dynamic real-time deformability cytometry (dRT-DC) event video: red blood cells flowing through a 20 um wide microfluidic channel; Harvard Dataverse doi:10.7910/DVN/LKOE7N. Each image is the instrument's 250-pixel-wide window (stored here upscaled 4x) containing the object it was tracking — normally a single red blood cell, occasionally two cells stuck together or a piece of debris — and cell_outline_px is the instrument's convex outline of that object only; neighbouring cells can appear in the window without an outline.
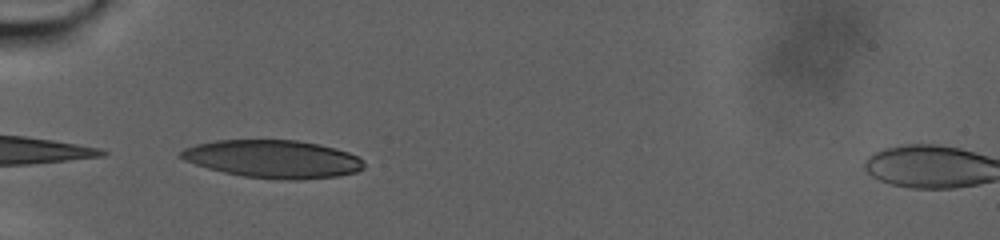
{"species": "human", "species_latin": "Homo sapiens", "temperature_condition": "warm", "stored_images_in_passage": 13, "camera_frame_rate_fps": 3000, "um_per_image_px": 0.085, "donor": {"sex": "male"}, "frame": {"image": 1, "passage_image": 1, "time_ms": 0.0, "image_size_px": [1000, 240], "cell_outline_px": [[364, 168], [356, 172], [340, 176], [300, 180], [280, 180], [244, 176], [224, 172], [208, 168], [184, 160], [180, 156], [180, 152], [184, 148], [196, 144], [216, 140], [296, 140], [320, 144], [336, 148], [348, 152], [356, 156], [364, 164]], "centroid_in_image_um": [23.23, 13.52], "position_along_channel_um": 61.8, "area_um2": 40.4}}
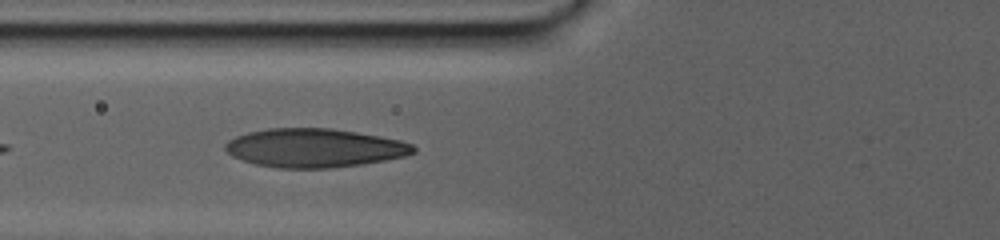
{"frame": {"image": 2, "passage_image": 8, "time_ms": 2.333, "image_size_px": [1000, 240], "cell_outline_px": [[416, 152], [404, 156], [384, 160], [360, 164], [332, 168], [276, 168], [256, 164], [240, 160], [232, 156], [224, 148], [224, 144], [228, 140], [236, 136], [248, 132], [268, 128], [332, 128], [380, 136], [400, 140], [412, 144], [416, 148]], "centroid_in_image_um": [26.7, 12.57], "position_along_channel_um": 99.1, "area_um2": 42.54}}